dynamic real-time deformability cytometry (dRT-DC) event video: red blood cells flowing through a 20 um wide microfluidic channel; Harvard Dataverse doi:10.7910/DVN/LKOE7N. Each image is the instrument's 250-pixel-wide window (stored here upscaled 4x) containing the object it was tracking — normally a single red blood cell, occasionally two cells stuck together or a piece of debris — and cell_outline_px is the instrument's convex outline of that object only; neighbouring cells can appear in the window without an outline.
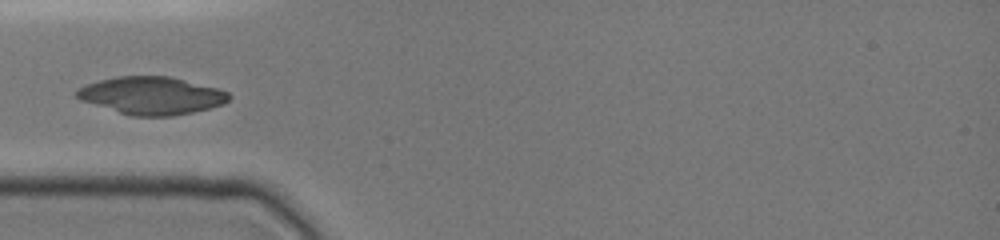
{"species": "common noctule bat (a hibernating species)", "species_latin": "Nyctalus noctula", "temperature_condition": "cold", "stored_images_in_passage": 2, "camera_frame_rate_fps": 3000, "um_per_image_px": 0.085, "animal": {"sex": "female", "body_mass_g": 19.0, "forearm_length_mm": 51.5}, "frame": {"image": 1, "passage_image": 1, "time_ms": 0.0, "image_size_px": [1000, 240], "cell_outline_px": [[232, 96], [224, 104], [192, 112], [172, 116], [132, 116], [80, 100], [76, 96], [76, 92], [84, 84], [116, 76], [168, 76], [216, 88], [228, 92]], "centroid_in_image_um": [12.87, 8.12], "position_along_channel_um": 72.1, "area_um2": 33.06}}